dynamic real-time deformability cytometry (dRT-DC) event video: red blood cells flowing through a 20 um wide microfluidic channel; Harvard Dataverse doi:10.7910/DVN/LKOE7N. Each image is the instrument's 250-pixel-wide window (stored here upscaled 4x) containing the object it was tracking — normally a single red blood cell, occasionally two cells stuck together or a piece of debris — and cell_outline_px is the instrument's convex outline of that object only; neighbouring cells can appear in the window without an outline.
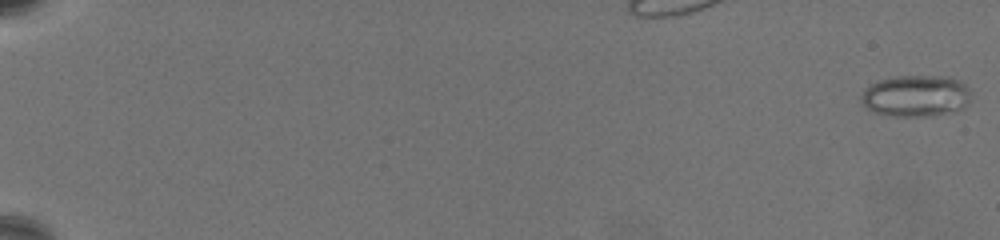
{"species": "common noctule bat (a hibernating species)", "species_latin": "Nyctalus noctula", "temperature_condition": "warm", "stored_images_in_passage": 68, "camera_frame_rate_fps": 3000, "um_per_image_px": 0.085, "animal": {"sex": "female", "body_mass_g": 19.5, "forearm_length_mm": 54.1}, "frame": {"image": 1, "passage_image": 1, "time_ms": 0.0, "image_size_px": [1000, 240], "cell_outline_px": [[972, 92], [964, 108], [924, 116], [892, 116], [872, 112], [860, 100], [860, 96], [864, 88], [880, 80], [900, 76], [948, 76], [960, 80]], "centroid_in_image_um": [77.83, 8.14], "position_along_channel_um": 7.2, "area_um2": 26.41}}
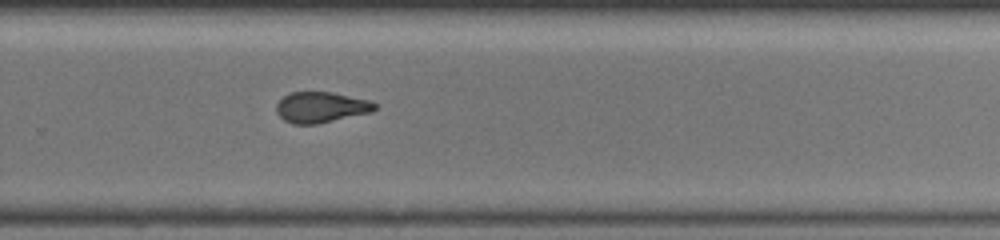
{"frame": {"image": 2, "passage_image": 49, "time_ms": 16.0, "image_size_px": [1000, 240], "cell_outline_px": [[376, 108], [372, 112], [316, 124], [292, 124], [284, 120], [276, 112], [276, 104], [284, 96], [292, 92], [332, 92], [368, 100], [376, 104]], "centroid_in_image_um": [27.27, 9.12], "position_along_channel_um": 302.5, "area_um2": 17.51}}
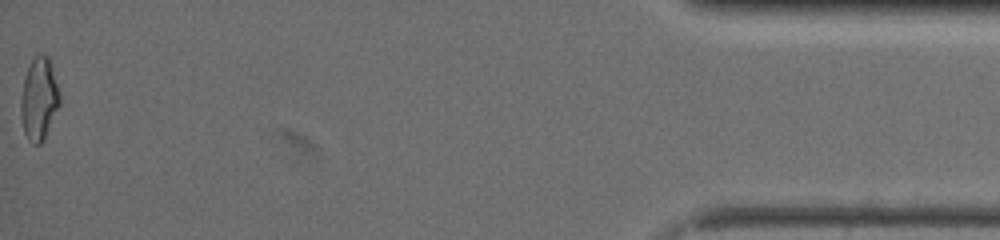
{"frame": {"image": 3, "passage_image": 68, "time_ms": 22.333, "image_size_px": [1000, 240], "cell_outline_px": [[60, 104], [40, 144], [32, 144], [28, 140], [24, 132], [20, 116], [20, 100], [24, 80], [28, 68], [32, 60], [40, 52], [48, 56], [60, 96]], "centroid_in_image_um": [3.29, 8.41], "position_along_channel_um": 431.9, "area_um2": 18.32}, "authors_computed_cell_mechanics": {"area_um2": 18.8428, "velocity_mm_per_s": 3.2995, "shape_relaxation_time_tau1_ms": null, "shape_relaxation_time_tau2_ms": 1.7262, "deformation_change_tau1": null, "deformation_change_tau2": 0.0888}}